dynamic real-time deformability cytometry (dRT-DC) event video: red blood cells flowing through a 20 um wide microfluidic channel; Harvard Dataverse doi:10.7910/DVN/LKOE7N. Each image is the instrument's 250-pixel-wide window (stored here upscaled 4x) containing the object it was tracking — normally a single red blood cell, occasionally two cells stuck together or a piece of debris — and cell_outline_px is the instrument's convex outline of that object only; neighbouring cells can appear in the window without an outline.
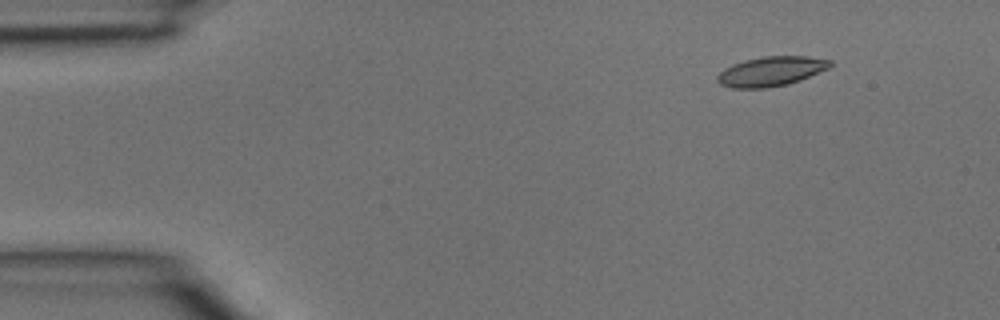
{"species": "common noctule bat (a hibernating species)", "species_latin": "Nyctalus noctula", "temperature_condition": "room temperature", "stored_images_in_passage": 3, "camera_frame_rate_fps": 3000, "um_per_image_px": 0.085, "animal": {"sex": "male", "body_mass_g": 15.6}, "frame": {"image": 1, "passage_image": 1, "time_ms": 0.0, "image_size_px": [1000, 320], "cell_outline_px": [[832, 64], [828, 68], [800, 80], [788, 84], [764, 88], [732, 88], [720, 84], [716, 80], [716, 76], [724, 68], [732, 64], [744, 60], [764, 56], [808, 56], [832, 60]], "centroid_in_image_um": [65.51, 6.06], "position_along_channel_um": 19.5, "area_um2": 19.48}}
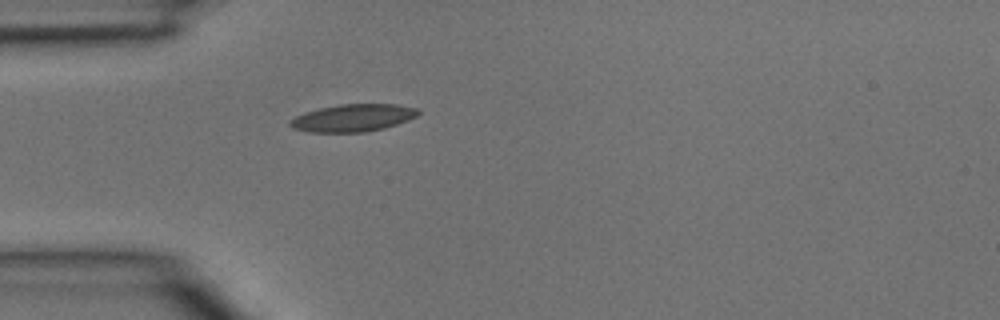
{"frame": {"image": 2, "passage_image": 3, "time_ms": 0.667, "image_size_px": [1000, 320], "cell_outline_px": [[420, 112], [416, 116], [408, 120], [384, 128], [364, 132], [308, 132], [292, 128], [288, 124], [288, 120], [304, 112], [320, 108], [340, 104], [396, 104], [416, 108]], "centroid_in_image_um": [29.96, 10.02], "position_along_channel_um": 55.0, "area_um2": 20.46}}